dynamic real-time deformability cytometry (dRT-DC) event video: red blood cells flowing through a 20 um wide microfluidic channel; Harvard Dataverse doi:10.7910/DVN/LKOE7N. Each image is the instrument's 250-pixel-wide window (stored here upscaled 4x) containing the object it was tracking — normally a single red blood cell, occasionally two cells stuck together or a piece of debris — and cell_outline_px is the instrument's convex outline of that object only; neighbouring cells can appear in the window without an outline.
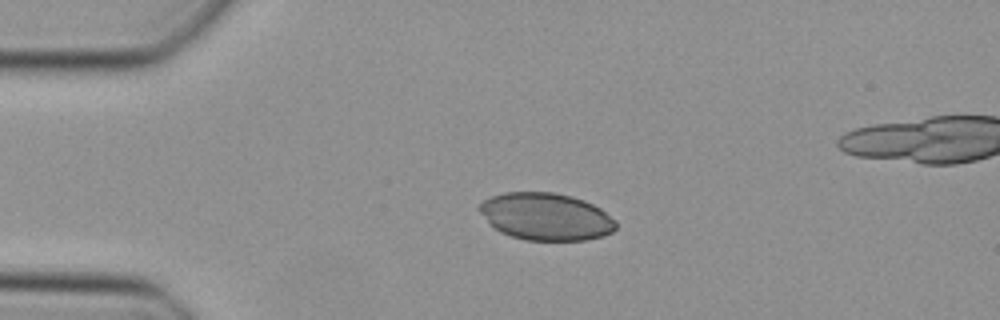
{"species": "Egyptian fruit bat (a non-hibernating species)", "species_latin": "Rousettus aegyptiacus", "temperature_condition": "cold", "stored_images_in_passage": 36, "camera_frame_rate_fps": 3000, "um_per_image_px": 0.085, "animal": {"sex": "female"}, "frame": {"image": 1, "passage_image": 1, "time_ms": 0.0, "image_size_px": [1000, 320], "cell_outline_px": [[616, 228], [612, 232], [600, 236], [584, 240], [524, 240], [500, 232], [476, 208], [484, 200], [492, 196], [504, 192], [552, 192], [572, 196], [584, 200], [600, 208], [616, 220]], "centroid_in_image_um": [46.41, 18.4], "position_along_channel_um": 38.6, "area_um2": 37.4}}
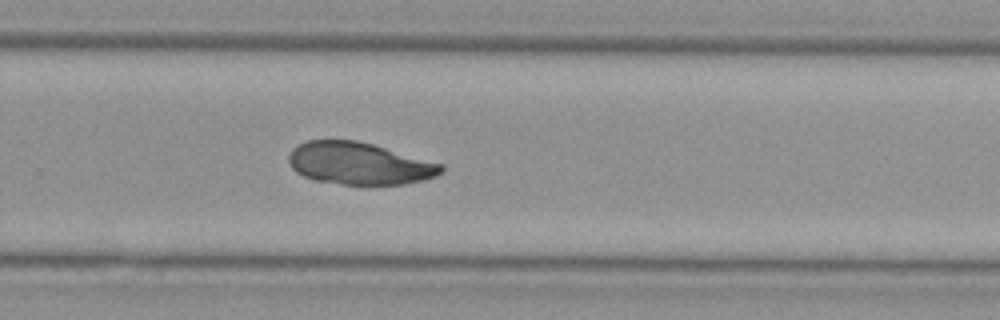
{"frame": {"image": 2, "passage_image": 22, "time_ms": 7.0, "image_size_px": [1000, 320], "cell_outline_px": [[444, 172], [436, 176], [424, 180], [404, 184], [340, 184], [316, 180], [304, 176], [296, 172], [288, 164], [288, 156], [292, 148], [308, 140], [356, 140], [372, 144], [444, 164]], "centroid_in_image_um": [30.54, 13.89], "position_along_channel_um": 299.3, "area_um2": 37.51}}
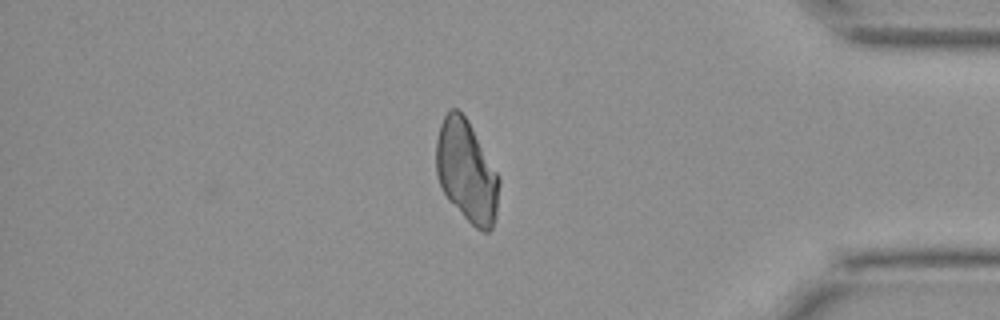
{"frame": {"image": 3, "passage_image": 31, "time_ms": 10.0, "image_size_px": [1000, 320], "cell_outline_px": [[500, 180], [496, 216], [492, 228], [488, 232], [484, 232], [476, 228], [448, 200], [440, 184], [436, 172], [436, 140], [440, 124], [444, 116], [452, 108], [456, 108], [468, 120], [500, 176]], "centroid_in_image_um": [39.67, 14.56], "position_along_channel_um": 395.5, "area_um2": 37.34}}